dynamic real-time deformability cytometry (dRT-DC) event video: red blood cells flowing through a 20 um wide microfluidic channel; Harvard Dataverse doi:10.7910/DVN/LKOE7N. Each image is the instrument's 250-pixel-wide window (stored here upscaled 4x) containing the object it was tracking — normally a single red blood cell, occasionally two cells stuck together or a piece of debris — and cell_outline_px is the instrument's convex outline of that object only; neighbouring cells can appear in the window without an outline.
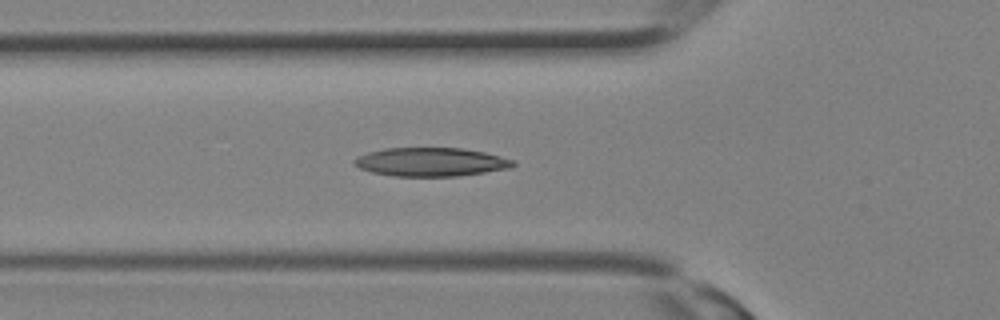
{"species": "Egyptian fruit bat (a non-hibernating species)", "species_latin": "Rousettus aegyptiacus", "temperature_condition": "room temperature", "stored_images_in_passage": 15, "camera_frame_rate_fps": 3000, "um_per_image_px": 0.085, "animal": {"sex": "female"}, "frame": {"image": 1, "passage_image": 11, "time_ms": 3.333, "image_size_px": [1000, 320], "cell_outline_px": [[516, 164], [512, 168], [460, 176], [392, 176], [372, 172], [360, 168], [352, 160], [356, 156], [368, 152], [384, 148], [460, 148], [484, 152], [516, 160]], "centroid_in_image_um": [36.65, 13.77], "position_along_channel_um": 89.1, "area_um2": 26.65}}
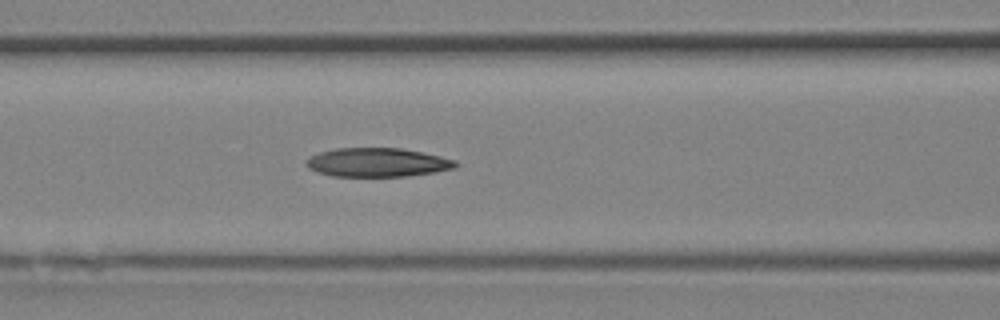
{"frame": {"image": 2, "passage_image": 13, "time_ms": 4.0, "image_size_px": [1000, 320], "cell_outline_px": [[460, 164], [456, 168], [432, 172], [404, 176], [332, 176], [308, 168], [308, 160], [312, 156], [320, 152], [336, 148], [400, 148], [440, 156], [456, 160]], "centroid_in_image_um": [32.13, 13.8], "position_along_channel_um": 134.5, "area_um2": 24.74}}
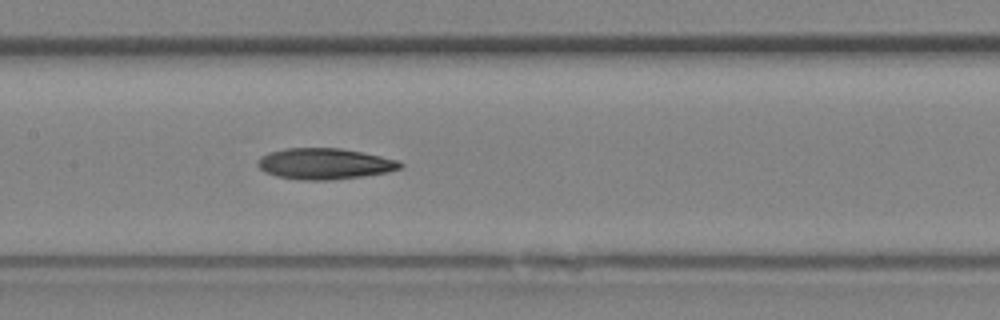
{"frame": {"image": 3, "passage_image": 15, "time_ms": 4.667, "image_size_px": [1000, 320], "cell_outline_px": [[404, 164], [400, 168], [388, 172], [364, 176], [328, 180], [300, 180], [276, 176], [264, 172], [256, 164], [260, 156], [268, 152], [284, 148], [340, 148], [400, 160]], "centroid_in_image_um": [27.57, 13.92], "position_along_channel_um": 179.8, "area_um2": 25.89}}